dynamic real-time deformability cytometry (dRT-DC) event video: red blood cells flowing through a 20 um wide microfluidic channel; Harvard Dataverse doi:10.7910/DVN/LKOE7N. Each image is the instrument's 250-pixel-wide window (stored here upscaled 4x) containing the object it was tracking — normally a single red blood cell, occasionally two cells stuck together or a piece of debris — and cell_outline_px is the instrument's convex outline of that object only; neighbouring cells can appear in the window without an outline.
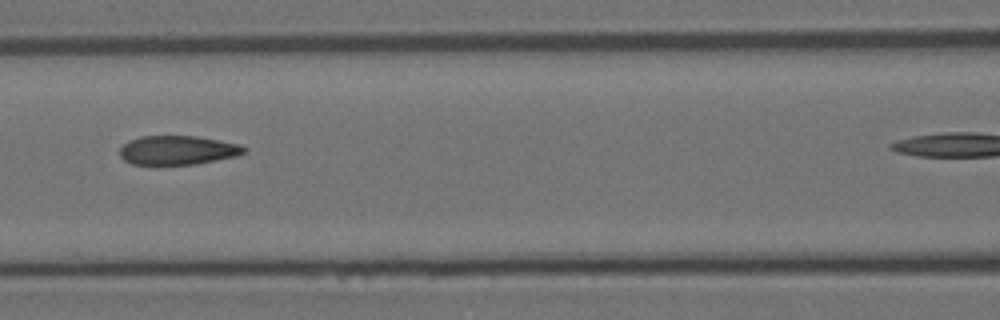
{"species": "Egyptian fruit bat (a non-hibernating species)", "species_latin": "Rousettus aegyptiacus", "temperature_condition": "room temperature", "stored_images_in_passage": 5, "camera_frame_rate_fps": 3000, "um_per_image_px": 0.085, "animal": {"sex": "female"}, "frame": {"image": 1, "passage_image": 3, "time_ms": 0.667, "image_size_px": [1000, 320], "cell_outline_px": [[248, 148], [244, 152], [236, 156], [196, 164], [132, 164], [124, 160], [120, 156], [120, 148], [128, 140], [140, 136], [196, 136], [240, 144]], "centroid_in_image_um": [15.09, 12.76], "position_along_channel_um": 151.5, "area_um2": 20.98}}